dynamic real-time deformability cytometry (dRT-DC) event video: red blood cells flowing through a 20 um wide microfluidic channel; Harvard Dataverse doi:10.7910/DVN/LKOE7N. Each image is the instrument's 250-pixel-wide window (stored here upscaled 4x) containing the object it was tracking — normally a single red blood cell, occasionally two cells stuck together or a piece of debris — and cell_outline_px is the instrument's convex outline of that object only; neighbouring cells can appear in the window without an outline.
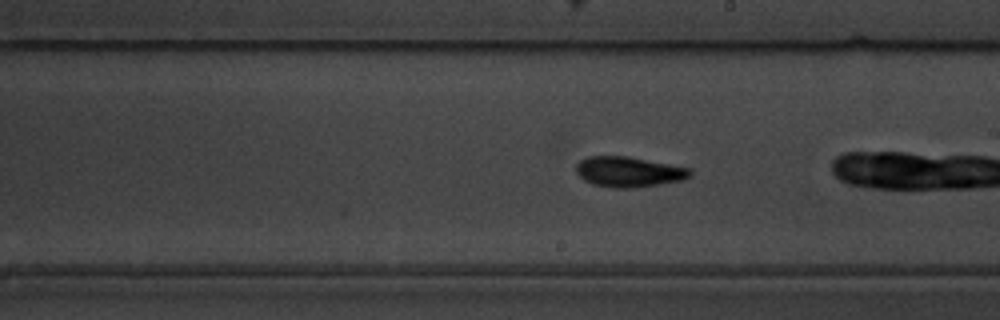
{"species": "common noctule bat (a hibernating species)", "species_latin": "Nyctalus noctula", "temperature_condition": "warm", "stored_images_in_passage": 34, "camera_frame_rate_fps": 3000, "um_per_image_px": 0.085, "animal": {"sex": "male", "body_mass_g": 19.5, "forearm_length_mm": 54.6}, "frame": {"image": 1, "passage_image": 31, "time_ms": 10.0, "image_size_px": [1000, 320], "cell_outline_px": [[692, 172], [684, 180], [660, 184], [632, 188], [616, 188], [592, 184], [584, 180], [576, 172], [576, 164], [580, 160], [588, 156], [628, 156], [688, 168]], "centroid_in_image_um": [53.4, 14.6], "position_along_channel_um": 235.6, "area_um2": 20.0}}